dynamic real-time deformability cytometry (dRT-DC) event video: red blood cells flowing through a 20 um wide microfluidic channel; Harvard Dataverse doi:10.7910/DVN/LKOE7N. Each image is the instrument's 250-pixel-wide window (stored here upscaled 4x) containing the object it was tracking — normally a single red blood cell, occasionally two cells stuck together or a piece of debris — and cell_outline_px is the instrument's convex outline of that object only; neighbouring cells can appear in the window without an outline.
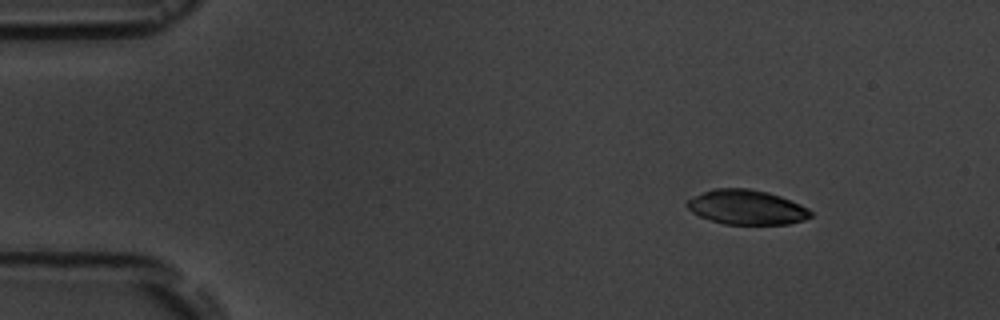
{"species": "common noctule bat (a hibernating species)", "species_latin": "Nyctalus noctula", "temperature_condition": "room temperature", "stored_images_in_passage": 4, "camera_frame_rate_fps": 3000, "um_per_image_px": 0.085, "animal": {"sex": "male", "body_mass_g": 19.5, "forearm_length_mm": 54.6}, "frame": {"image": 1, "passage_image": 2, "time_ms": 1.333, "image_size_px": [1000, 320], "cell_outline_px": [[812, 216], [804, 220], [788, 224], [724, 224], [700, 216], [692, 212], [688, 208], [688, 200], [704, 192], [716, 188], [748, 188], [768, 192], [780, 196], [800, 204], [808, 208], [812, 212]], "centroid_in_image_um": [63.51, 17.62], "position_along_channel_um": 21.5, "area_um2": 24.68}}
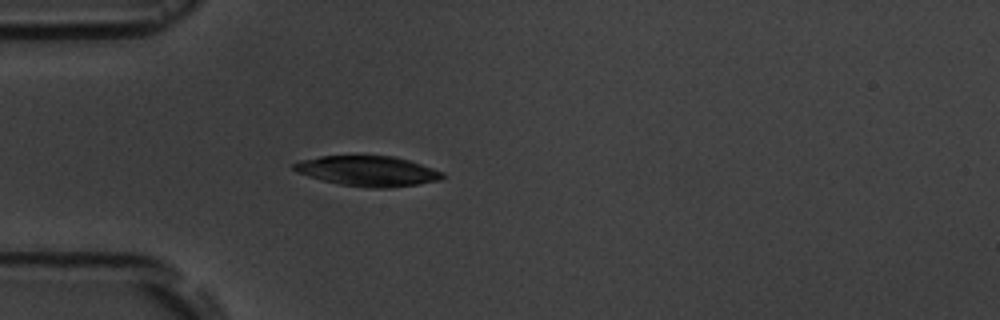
{"frame": {"image": 2, "passage_image": 4, "time_ms": 4.333, "image_size_px": [1000, 320], "cell_outline_px": [[444, 176], [440, 180], [416, 184], [388, 188], [372, 188], [340, 184], [308, 176], [296, 172], [292, 168], [292, 164], [300, 160], [320, 156], [396, 156], [444, 172]], "centroid_in_image_um": [31.24, 14.53], "position_along_channel_um": 53.8, "area_um2": 25.95}}